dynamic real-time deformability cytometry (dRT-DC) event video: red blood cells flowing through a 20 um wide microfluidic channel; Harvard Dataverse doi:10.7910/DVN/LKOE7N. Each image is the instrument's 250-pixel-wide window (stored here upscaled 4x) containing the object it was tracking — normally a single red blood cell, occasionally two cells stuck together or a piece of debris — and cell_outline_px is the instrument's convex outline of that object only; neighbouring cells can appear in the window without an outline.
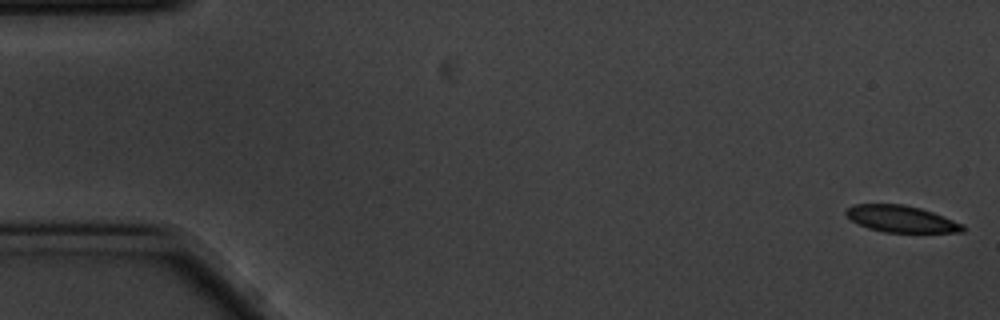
{"species": "common noctule bat (a hibernating species)", "species_latin": "Nyctalus noctula", "temperature_condition": "cold", "stored_images_in_passage": 57, "camera_frame_rate_fps": 3000, "um_per_image_px": 0.085, "animal": {"sex": "male", "body_mass_g": 20.1, "forearm_length_mm": 53.5}, "frame": {"image": 1, "passage_image": 1, "time_ms": 0.0, "image_size_px": [1000, 320], "cell_outline_px": [[964, 232], [884, 232], [868, 228], [852, 220], [844, 212], [852, 204], [904, 204], [920, 208], [944, 216], [964, 224]], "centroid_in_image_um": [76.62, 18.6], "position_along_channel_um": 8.4, "area_um2": 18.03}}
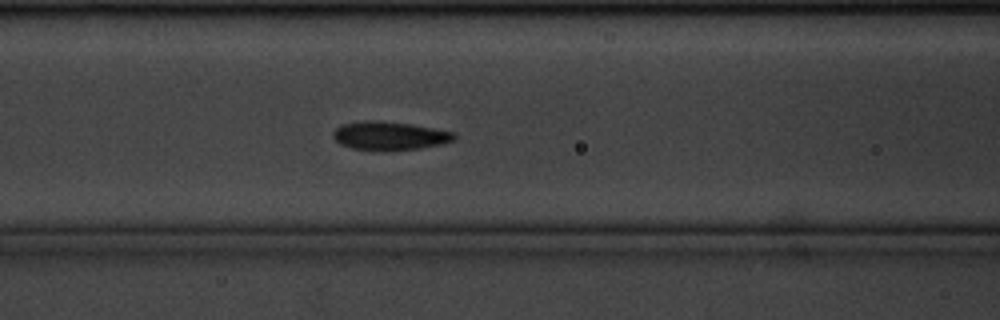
{"frame": {"image": 2, "passage_image": 23, "time_ms": 7.333, "image_size_px": [1000, 320], "cell_outline_px": [[456, 136], [452, 140], [440, 144], [420, 148], [352, 148], [340, 144], [332, 136], [332, 132], [336, 128], [344, 124], [364, 120], [372, 120], [412, 124], [456, 132]], "centroid_in_image_um": [33.11, 11.49], "position_along_channel_um": 133.5, "area_um2": 19.31}}
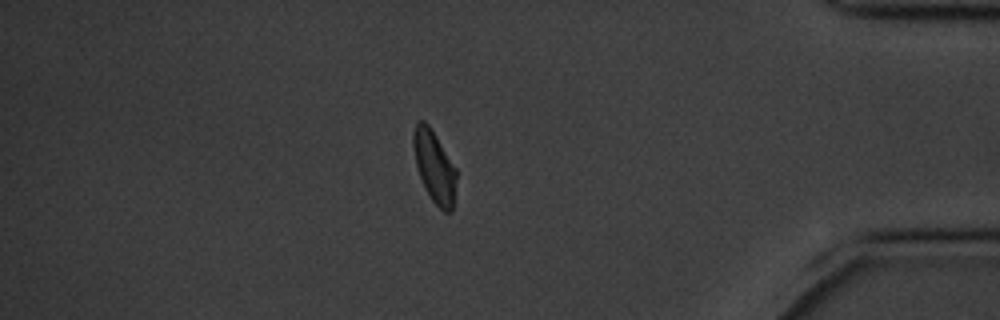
{"frame": {"image": 3, "passage_image": 49, "time_ms": 16.0, "image_size_px": [1000, 320], "cell_outline_px": [[456, 180], [452, 212], [444, 212], [432, 200], [420, 176], [416, 164], [412, 144], [412, 132], [416, 120], [424, 120], [428, 124], [456, 168]], "centroid_in_image_um": [36.9, 14.12], "position_along_channel_um": 398.3, "area_um2": 17.8}, "authors_computed_cell_mechanics": {"area_um2": 19.2474, "velocity_mm_per_s": 3.4729, "shape_relaxation_time_tau1_ms": 2.2025, "shape_relaxation_time_tau2_ms": 2.263, "deformation_change_tau1": 0.1083, "deformation_change_tau2": 0.0739}}